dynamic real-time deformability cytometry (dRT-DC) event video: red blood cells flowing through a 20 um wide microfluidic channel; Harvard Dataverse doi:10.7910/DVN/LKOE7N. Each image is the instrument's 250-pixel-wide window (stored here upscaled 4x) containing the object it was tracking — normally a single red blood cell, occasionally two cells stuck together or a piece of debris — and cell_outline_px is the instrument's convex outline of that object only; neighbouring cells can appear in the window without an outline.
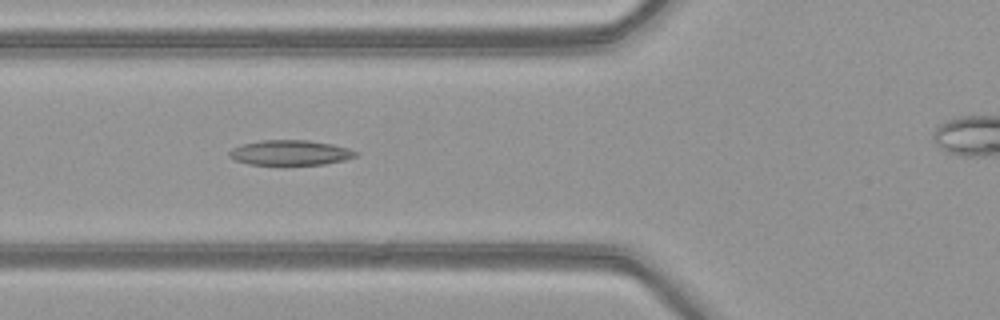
{"species": "common noctule bat (a hibernating species)", "species_latin": "Nyctalus noctula", "temperature_condition": "warm", "stored_images_in_passage": 45, "segment_of_instrument_passage": [1, 2], "camera_frame_rate_fps": 3000, "um_per_image_px": 0.085, "animal": {"sex": "female", "body_mass_g": 21.9}, "frame": {"image": 1, "passage_image": 20, "time_ms": 6.333, "image_size_px": [1000, 320], "cell_outline_px": [[360, 152], [356, 156], [344, 160], [324, 164], [248, 164], [236, 160], [228, 156], [228, 152], [232, 148], [244, 144], [264, 140], [308, 140], [332, 144], [348, 148]], "centroid_in_image_um": [24.69, 12.97], "position_along_channel_um": 101.1, "area_um2": 18.26}}
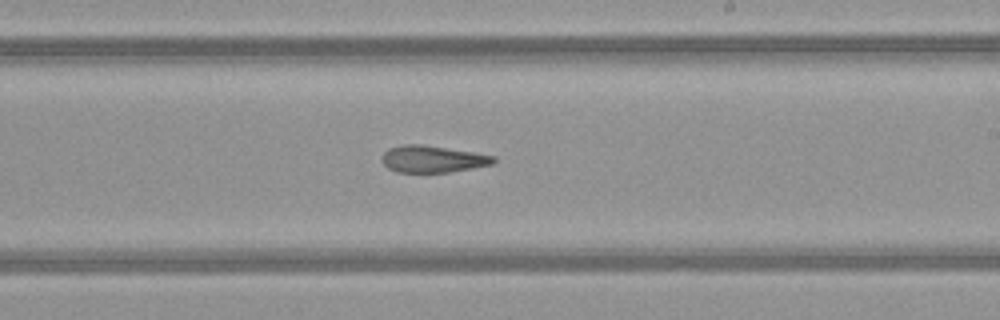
{"frame": {"image": 2, "passage_image": 31, "time_ms": 10.0, "image_size_px": [1000, 320], "cell_outline_px": [[496, 164], [448, 172], [396, 172], [388, 168], [384, 164], [380, 156], [388, 148], [404, 144], [424, 144], [496, 156]], "centroid_in_image_um": [36.77, 13.51], "position_along_channel_um": 252.2, "area_um2": 17.63}}
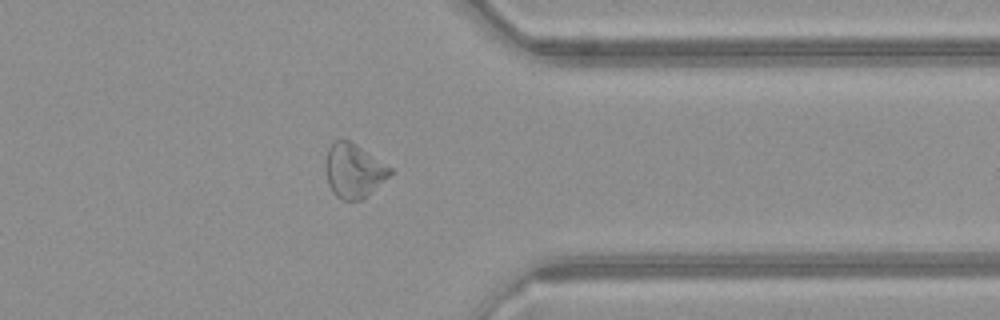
{"frame": {"image": 3, "passage_image": 41, "time_ms": 13.333, "image_size_px": [1000, 320], "cell_outline_px": [[392, 172], [388, 176], [360, 200], [344, 200], [336, 196], [332, 192], [328, 184], [324, 168], [324, 164], [328, 148], [336, 140], [348, 140], [356, 144], [392, 168]], "centroid_in_image_um": [30.01, 14.49], "position_along_channel_um": 381.4, "area_um2": 20.0}}